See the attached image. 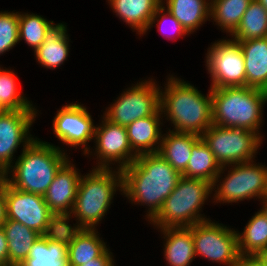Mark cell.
<instances>
[{"mask_svg": "<svg viewBox=\"0 0 267 266\" xmlns=\"http://www.w3.org/2000/svg\"><path fill=\"white\" fill-rule=\"evenodd\" d=\"M123 192L129 202L147 206L150 222L160 211L164 200L177 186L182 175L157 152L138 155L133 163L121 170Z\"/></svg>", "mask_w": 267, "mask_h": 266, "instance_id": "6da1fadb", "label": "cell"}, {"mask_svg": "<svg viewBox=\"0 0 267 266\" xmlns=\"http://www.w3.org/2000/svg\"><path fill=\"white\" fill-rule=\"evenodd\" d=\"M167 78L165 90L160 88L162 117L171 121L172 131L201 136L213 125L211 88L204 95L184 79L173 75Z\"/></svg>", "mask_w": 267, "mask_h": 266, "instance_id": "7a4b0ae2", "label": "cell"}, {"mask_svg": "<svg viewBox=\"0 0 267 266\" xmlns=\"http://www.w3.org/2000/svg\"><path fill=\"white\" fill-rule=\"evenodd\" d=\"M21 150L8 168V185L44 196L56 173L70 158L59 146L37 137Z\"/></svg>", "mask_w": 267, "mask_h": 266, "instance_id": "3957f363", "label": "cell"}, {"mask_svg": "<svg viewBox=\"0 0 267 266\" xmlns=\"http://www.w3.org/2000/svg\"><path fill=\"white\" fill-rule=\"evenodd\" d=\"M89 172L80 177L76 199L70 213L82 229L96 230L99 222L109 211L116 191L123 192V176L117 168H93Z\"/></svg>", "mask_w": 267, "mask_h": 266, "instance_id": "277c9868", "label": "cell"}, {"mask_svg": "<svg viewBox=\"0 0 267 266\" xmlns=\"http://www.w3.org/2000/svg\"><path fill=\"white\" fill-rule=\"evenodd\" d=\"M213 124L243 128L260 134L263 125V107L267 103L264 90L241 87L211 89ZM263 121V122H262Z\"/></svg>", "mask_w": 267, "mask_h": 266, "instance_id": "5b68a950", "label": "cell"}, {"mask_svg": "<svg viewBox=\"0 0 267 266\" xmlns=\"http://www.w3.org/2000/svg\"><path fill=\"white\" fill-rule=\"evenodd\" d=\"M211 194H213V191L210 182L182 176L175 189L164 200L160 211L150 221V224L157 229L190 227L196 223L209 220L210 218L201 214V210Z\"/></svg>", "mask_w": 267, "mask_h": 266, "instance_id": "8992f818", "label": "cell"}, {"mask_svg": "<svg viewBox=\"0 0 267 266\" xmlns=\"http://www.w3.org/2000/svg\"><path fill=\"white\" fill-rule=\"evenodd\" d=\"M225 169H228L227 173ZM223 173L227 175L223 177ZM212 191L213 203H238L254 197L261 200L267 194V167L254 160L222 166L212 184Z\"/></svg>", "mask_w": 267, "mask_h": 266, "instance_id": "52a82bcc", "label": "cell"}, {"mask_svg": "<svg viewBox=\"0 0 267 266\" xmlns=\"http://www.w3.org/2000/svg\"><path fill=\"white\" fill-rule=\"evenodd\" d=\"M201 138L221 167L255 160L259 146L263 144V138L254 131L215 124Z\"/></svg>", "mask_w": 267, "mask_h": 266, "instance_id": "ba28073f", "label": "cell"}, {"mask_svg": "<svg viewBox=\"0 0 267 266\" xmlns=\"http://www.w3.org/2000/svg\"><path fill=\"white\" fill-rule=\"evenodd\" d=\"M152 78L133 84L110 104L103 116L116 125L130 123L155 114L160 109V86Z\"/></svg>", "mask_w": 267, "mask_h": 266, "instance_id": "9c48e42d", "label": "cell"}, {"mask_svg": "<svg viewBox=\"0 0 267 266\" xmlns=\"http://www.w3.org/2000/svg\"><path fill=\"white\" fill-rule=\"evenodd\" d=\"M195 257L201 256L212 263L237 266L240 261L237 231L211 219L192 226Z\"/></svg>", "mask_w": 267, "mask_h": 266, "instance_id": "30bf717a", "label": "cell"}, {"mask_svg": "<svg viewBox=\"0 0 267 266\" xmlns=\"http://www.w3.org/2000/svg\"><path fill=\"white\" fill-rule=\"evenodd\" d=\"M205 57L211 89L246 86L244 56L238 42L230 38L215 41Z\"/></svg>", "mask_w": 267, "mask_h": 266, "instance_id": "8fae6325", "label": "cell"}, {"mask_svg": "<svg viewBox=\"0 0 267 266\" xmlns=\"http://www.w3.org/2000/svg\"><path fill=\"white\" fill-rule=\"evenodd\" d=\"M100 125L95 126L93 142L95 152L88 151L85 155L94 156L97 165L93 168L111 169L117 163L122 170L135 161L138 155L132 150L125 126L109 122L104 117Z\"/></svg>", "mask_w": 267, "mask_h": 266, "instance_id": "7c38bea8", "label": "cell"}, {"mask_svg": "<svg viewBox=\"0 0 267 266\" xmlns=\"http://www.w3.org/2000/svg\"><path fill=\"white\" fill-rule=\"evenodd\" d=\"M78 103L72 102L57 110L52 128L59 141L70 147H83L85 155L91 150L88 143L94 138L95 125L87 107Z\"/></svg>", "mask_w": 267, "mask_h": 266, "instance_id": "4fadbf2b", "label": "cell"}, {"mask_svg": "<svg viewBox=\"0 0 267 266\" xmlns=\"http://www.w3.org/2000/svg\"><path fill=\"white\" fill-rule=\"evenodd\" d=\"M38 110H8L0 113V162L9 168L17 148H26L35 138L30 128Z\"/></svg>", "mask_w": 267, "mask_h": 266, "instance_id": "5bb4252c", "label": "cell"}, {"mask_svg": "<svg viewBox=\"0 0 267 266\" xmlns=\"http://www.w3.org/2000/svg\"><path fill=\"white\" fill-rule=\"evenodd\" d=\"M6 215L43 235L49 215L52 213L44 196L18 190L10 185L5 187Z\"/></svg>", "mask_w": 267, "mask_h": 266, "instance_id": "9a60e30c", "label": "cell"}, {"mask_svg": "<svg viewBox=\"0 0 267 266\" xmlns=\"http://www.w3.org/2000/svg\"><path fill=\"white\" fill-rule=\"evenodd\" d=\"M71 158L56 173L44 195L51 212L70 213L77 195L81 173Z\"/></svg>", "mask_w": 267, "mask_h": 266, "instance_id": "2e32d148", "label": "cell"}, {"mask_svg": "<svg viewBox=\"0 0 267 266\" xmlns=\"http://www.w3.org/2000/svg\"><path fill=\"white\" fill-rule=\"evenodd\" d=\"M161 117L159 109L155 114L135 120L126 126L130 146L137 155L159 152L163 136Z\"/></svg>", "mask_w": 267, "mask_h": 266, "instance_id": "e0dca14e", "label": "cell"}, {"mask_svg": "<svg viewBox=\"0 0 267 266\" xmlns=\"http://www.w3.org/2000/svg\"><path fill=\"white\" fill-rule=\"evenodd\" d=\"M236 42L244 56L246 86L267 92V37Z\"/></svg>", "mask_w": 267, "mask_h": 266, "instance_id": "ac0fdd59", "label": "cell"}, {"mask_svg": "<svg viewBox=\"0 0 267 266\" xmlns=\"http://www.w3.org/2000/svg\"><path fill=\"white\" fill-rule=\"evenodd\" d=\"M164 257L168 266H190L195 257L192 226L160 228Z\"/></svg>", "mask_w": 267, "mask_h": 266, "instance_id": "d6986e66", "label": "cell"}, {"mask_svg": "<svg viewBox=\"0 0 267 266\" xmlns=\"http://www.w3.org/2000/svg\"><path fill=\"white\" fill-rule=\"evenodd\" d=\"M108 3L117 17L141 37L162 0H108Z\"/></svg>", "mask_w": 267, "mask_h": 266, "instance_id": "ffe728a7", "label": "cell"}, {"mask_svg": "<svg viewBox=\"0 0 267 266\" xmlns=\"http://www.w3.org/2000/svg\"><path fill=\"white\" fill-rule=\"evenodd\" d=\"M168 130L162 136L158 153L182 175L191 157L192 148L201 139V136Z\"/></svg>", "mask_w": 267, "mask_h": 266, "instance_id": "44dd1931", "label": "cell"}, {"mask_svg": "<svg viewBox=\"0 0 267 266\" xmlns=\"http://www.w3.org/2000/svg\"><path fill=\"white\" fill-rule=\"evenodd\" d=\"M69 41L67 26L64 23L54 24L34 52L36 60L46 69L58 68L69 56Z\"/></svg>", "mask_w": 267, "mask_h": 266, "instance_id": "7402d4cb", "label": "cell"}, {"mask_svg": "<svg viewBox=\"0 0 267 266\" xmlns=\"http://www.w3.org/2000/svg\"><path fill=\"white\" fill-rule=\"evenodd\" d=\"M161 4L189 34L210 21L211 0H162Z\"/></svg>", "mask_w": 267, "mask_h": 266, "instance_id": "603a6c76", "label": "cell"}, {"mask_svg": "<svg viewBox=\"0 0 267 266\" xmlns=\"http://www.w3.org/2000/svg\"><path fill=\"white\" fill-rule=\"evenodd\" d=\"M2 228L8 241V266H19L41 234L11 219H6Z\"/></svg>", "mask_w": 267, "mask_h": 266, "instance_id": "cb8c5ba5", "label": "cell"}, {"mask_svg": "<svg viewBox=\"0 0 267 266\" xmlns=\"http://www.w3.org/2000/svg\"><path fill=\"white\" fill-rule=\"evenodd\" d=\"M238 234V250L241 257L258 256L267 251V217L260 209Z\"/></svg>", "mask_w": 267, "mask_h": 266, "instance_id": "d4e9b609", "label": "cell"}, {"mask_svg": "<svg viewBox=\"0 0 267 266\" xmlns=\"http://www.w3.org/2000/svg\"><path fill=\"white\" fill-rule=\"evenodd\" d=\"M19 266H70L68 247L62 243L49 241L41 235Z\"/></svg>", "mask_w": 267, "mask_h": 266, "instance_id": "484cf974", "label": "cell"}, {"mask_svg": "<svg viewBox=\"0 0 267 266\" xmlns=\"http://www.w3.org/2000/svg\"><path fill=\"white\" fill-rule=\"evenodd\" d=\"M221 170L209 146L201 138L192 148V154L188 161L185 178L203 179L213 184L216 176Z\"/></svg>", "mask_w": 267, "mask_h": 266, "instance_id": "4316f807", "label": "cell"}, {"mask_svg": "<svg viewBox=\"0 0 267 266\" xmlns=\"http://www.w3.org/2000/svg\"><path fill=\"white\" fill-rule=\"evenodd\" d=\"M106 243L96 230L82 229L68 246L70 266H80L84 262L100 257L107 250Z\"/></svg>", "mask_w": 267, "mask_h": 266, "instance_id": "83f0119b", "label": "cell"}, {"mask_svg": "<svg viewBox=\"0 0 267 266\" xmlns=\"http://www.w3.org/2000/svg\"><path fill=\"white\" fill-rule=\"evenodd\" d=\"M266 37L267 10L258 0H252L236 31L231 35V39L234 41H248Z\"/></svg>", "mask_w": 267, "mask_h": 266, "instance_id": "f1b7e54d", "label": "cell"}, {"mask_svg": "<svg viewBox=\"0 0 267 266\" xmlns=\"http://www.w3.org/2000/svg\"><path fill=\"white\" fill-rule=\"evenodd\" d=\"M252 0H211L210 20L231 36Z\"/></svg>", "mask_w": 267, "mask_h": 266, "instance_id": "f546056e", "label": "cell"}, {"mask_svg": "<svg viewBox=\"0 0 267 266\" xmlns=\"http://www.w3.org/2000/svg\"><path fill=\"white\" fill-rule=\"evenodd\" d=\"M17 76L9 68H0V108L8 110H36L18 88ZM22 93V94H21Z\"/></svg>", "mask_w": 267, "mask_h": 266, "instance_id": "4dcf8cb0", "label": "cell"}, {"mask_svg": "<svg viewBox=\"0 0 267 266\" xmlns=\"http://www.w3.org/2000/svg\"><path fill=\"white\" fill-rule=\"evenodd\" d=\"M19 14V42L24 40L25 43L32 47L35 52L43 43L46 33L54 25L53 21H48L41 15L18 12Z\"/></svg>", "mask_w": 267, "mask_h": 266, "instance_id": "1f68e13d", "label": "cell"}, {"mask_svg": "<svg viewBox=\"0 0 267 266\" xmlns=\"http://www.w3.org/2000/svg\"><path fill=\"white\" fill-rule=\"evenodd\" d=\"M72 217L71 213L52 212L43 236L49 241L62 243L68 247L82 231L78 223L73 224V227L68 224Z\"/></svg>", "mask_w": 267, "mask_h": 266, "instance_id": "d6a6232c", "label": "cell"}, {"mask_svg": "<svg viewBox=\"0 0 267 266\" xmlns=\"http://www.w3.org/2000/svg\"><path fill=\"white\" fill-rule=\"evenodd\" d=\"M19 43L18 12L0 11V55Z\"/></svg>", "mask_w": 267, "mask_h": 266, "instance_id": "836d02e7", "label": "cell"}, {"mask_svg": "<svg viewBox=\"0 0 267 266\" xmlns=\"http://www.w3.org/2000/svg\"><path fill=\"white\" fill-rule=\"evenodd\" d=\"M155 22L156 23L158 22L156 24L158 28L157 31L162 33L161 35H164V37H166V39L168 38V40H171V41L172 39L177 40L179 37L189 35V33L179 23V21L162 4L156 9L148 25L147 30L142 35L146 34V32L154 26L153 24H155ZM166 24L167 25L169 24V28L171 30L168 27H165Z\"/></svg>", "mask_w": 267, "mask_h": 266, "instance_id": "e575fe53", "label": "cell"}, {"mask_svg": "<svg viewBox=\"0 0 267 266\" xmlns=\"http://www.w3.org/2000/svg\"><path fill=\"white\" fill-rule=\"evenodd\" d=\"M114 263L113 253L110 252L108 248L100 257L84 262V264L80 266H116Z\"/></svg>", "mask_w": 267, "mask_h": 266, "instance_id": "d590c367", "label": "cell"}, {"mask_svg": "<svg viewBox=\"0 0 267 266\" xmlns=\"http://www.w3.org/2000/svg\"><path fill=\"white\" fill-rule=\"evenodd\" d=\"M0 266H8V241L3 228H0Z\"/></svg>", "mask_w": 267, "mask_h": 266, "instance_id": "8d00e7d4", "label": "cell"}, {"mask_svg": "<svg viewBox=\"0 0 267 266\" xmlns=\"http://www.w3.org/2000/svg\"><path fill=\"white\" fill-rule=\"evenodd\" d=\"M237 266H266L259 256H243Z\"/></svg>", "mask_w": 267, "mask_h": 266, "instance_id": "74e56055", "label": "cell"}, {"mask_svg": "<svg viewBox=\"0 0 267 266\" xmlns=\"http://www.w3.org/2000/svg\"><path fill=\"white\" fill-rule=\"evenodd\" d=\"M6 198H5V188H0V228L6 222Z\"/></svg>", "mask_w": 267, "mask_h": 266, "instance_id": "f35d334b", "label": "cell"}, {"mask_svg": "<svg viewBox=\"0 0 267 266\" xmlns=\"http://www.w3.org/2000/svg\"><path fill=\"white\" fill-rule=\"evenodd\" d=\"M8 185V168L0 162V188Z\"/></svg>", "mask_w": 267, "mask_h": 266, "instance_id": "ab89813d", "label": "cell"}, {"mask_svg": "<svg viewBox=\"0 0 267 266\" xmlns=\"http://www.w3.org/2000/svg\"><path fill=\"white\" fill-rule=\"evenodd\" d=\"M260 202L263 203L260 209L267 217V195H265Z\"/></svg>", "mask_w": 267, "mask_h": 266, "instance_id": "60d3db41", "label": "cell"}, {"mask_svg": "<svg viewBox=\"0 0 267 266\" xmlns=\"http://www.w3.org/2000/svg\"><path fill=\"white\" fill-rule=\"evenodd\" d=\"M258 256L264 261L267 266V251L260 253Z\"/></svg>", "mask_w": 267, "mask_h": 266, "instance_id": "b9f144b4", "label": "cell"}, {"mask_svg": "<svg viewBox=\"0 0 267 266\" xmlns=\"http://www.w3.org/2000/svg\"><path fill=\"white\" fill-rule=\"evenodd\" d=\"M262 5L263 7L267 10V0H258Z\"/></svg>", "mask_w": 267, "mask_h": 266, "instance_id": "7bdbcfd3", "label": "cell"}]
</instances>
